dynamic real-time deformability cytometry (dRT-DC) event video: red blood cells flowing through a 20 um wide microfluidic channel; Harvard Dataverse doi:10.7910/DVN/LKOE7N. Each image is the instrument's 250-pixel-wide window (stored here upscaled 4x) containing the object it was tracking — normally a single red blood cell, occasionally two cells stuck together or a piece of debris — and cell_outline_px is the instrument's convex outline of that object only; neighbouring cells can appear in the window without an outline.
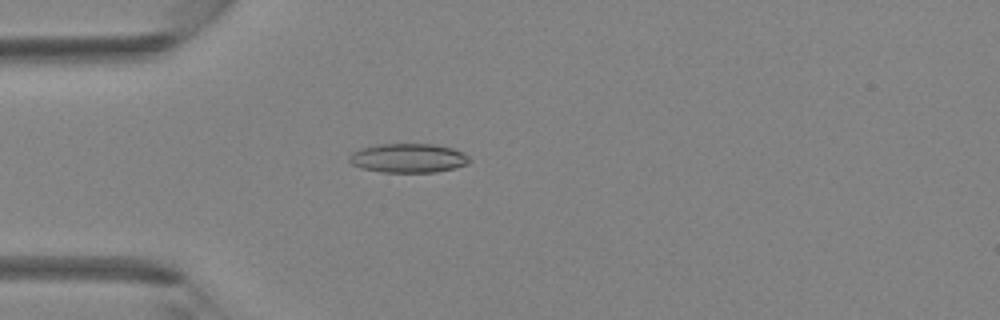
{"species": "Egyptian fruit bat (a non-hibernating species)", "species_latin": "Rousettus aegyptiacus", "temperature_condition": "room temperature", "stored_images_in_passage": 31, "camera_frame_rate_fps": 3000, "um_per_image_px": 0.085, "animal": {"sex": "female"}, "frame": {"image": 1, "passage_image": 3, "time_ms": 0.667, "image_size_px": [1000, 320], "cell_outline_px": [[472, 160], [468, 164], [456, 168], [436, 172], [380, 172], [360, 168], [352, 164], [348, 160], [348, 156], [352, 152], [360, 148], [376, 144], [436, 144], [452, 148], [464, 152]], "centroid_in_image_um": [34.71, 13.44], "position_along_channel_um": 50.3, "area_um2": 20.75}}
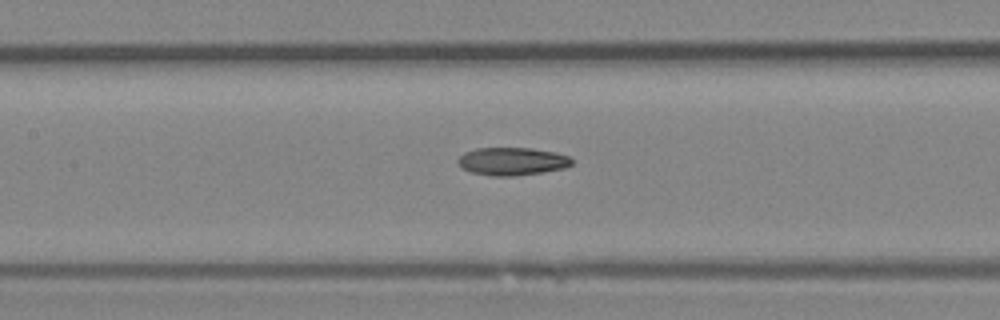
{"frame": {"image": 2, "passage_image": 11, "time_ms": 3.333, "image_size_px": [1000, 320], "cell_outline_px": [[572, 164], [564, 168], [544, 172], [516, 176], [492, 176], [472, 172], [460, 168], [456, 160], [464, 152], [476, 148], [532, 148], [556, 152], [568, 156], [572, 160]], "centroid_in_image_um": [43.51, 13.71], "position_along_channel_um": 163.9, "area_um2": 18.67}}
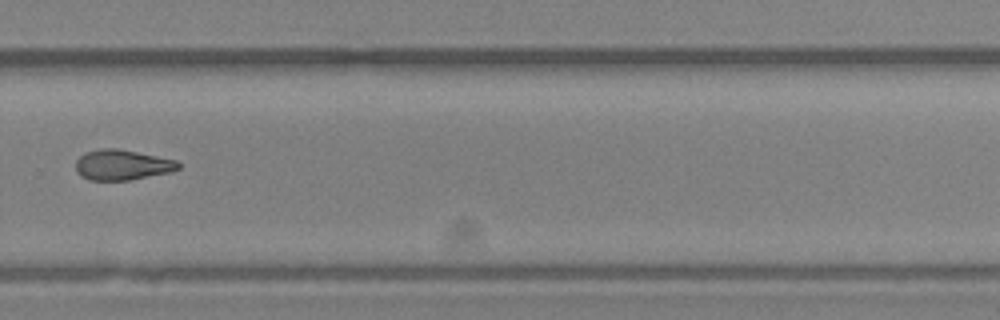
{"frame": {"image": 3, "passage_image": 21, "time_ms": 6.667, "image_size_px": [1000, 320], "cell_outline_px": [[180, 168], [172, 172], [128, 180], [88, 180], [80, 176], [76, 172], [76, 160], [84, 152], [100, 148], [116, 148], [176, 160], [180, 164]], "centroid_in_image_um": [10.35, 14.02], "position_along_channel_um": 319.4, "area_um2": 18.21}}